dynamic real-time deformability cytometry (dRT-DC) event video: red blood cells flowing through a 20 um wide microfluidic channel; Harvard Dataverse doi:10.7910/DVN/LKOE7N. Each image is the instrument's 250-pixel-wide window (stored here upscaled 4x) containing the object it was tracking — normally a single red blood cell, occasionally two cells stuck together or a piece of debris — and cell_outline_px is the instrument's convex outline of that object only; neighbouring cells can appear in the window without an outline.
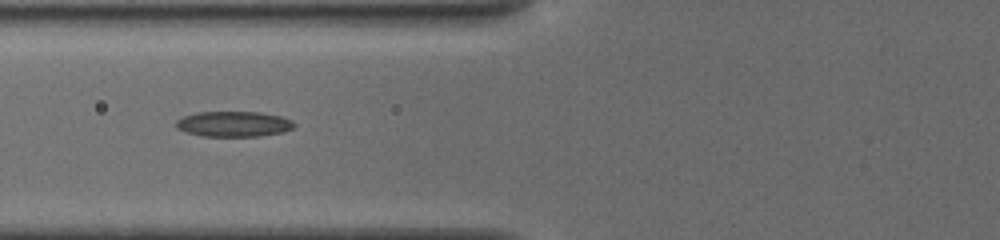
{"species": "common noctule bat (a hibernating species)", "species_latin": "Nyctalus noctula", "temperature_condition": "cold", "stored_images_in_passage": 15, "camera_frame_rate_fps": 3000, "um_per_image_px": 0.085, "animal": {"sex": "female", "body_mass_g": 19.5, "forearm_length_mm": 54.1}, "frame": {"image": 1, "passage_image": 3, "time_ms": 2.0, "image_size_px": [1000, 240], "cell_outline_px": [[296, 124], [292, 128], [284, 132], [260, 136], [200, 136], [176, 128], [176, 120], [184, 116], [196, 112], [260, 112], [280, 116], [292, 120]], "centroid_in_image_um": [19.87, 10.54], "position_along_channel_um": 105.9, "area_um2": 17.51}}
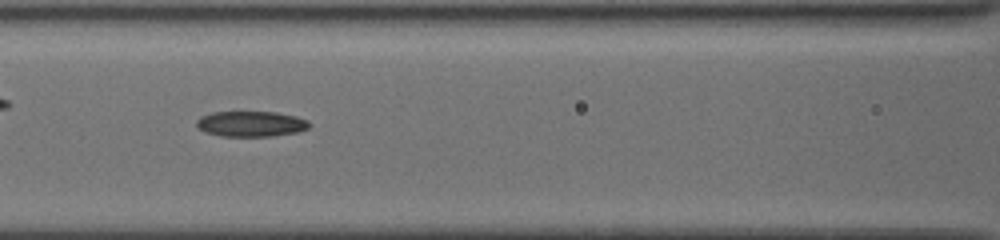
{"frame": {"image": 2, "passage_image": 5, "time_ms": 3.0, "image_size_px": [1000, 240], "cell_outline_px": [[312, 124], [308, 128], [300, 132], [272, 136], [220, 136], [204, 132], [196, 124], [196, 120], [200, 116], [212, 112], [276, 112], [296, 116], [308, 120]], "centroid_in_image_um": [21.36, 10.53], "position_along_channel_um": 145.2, "area_um2": 16.94}}
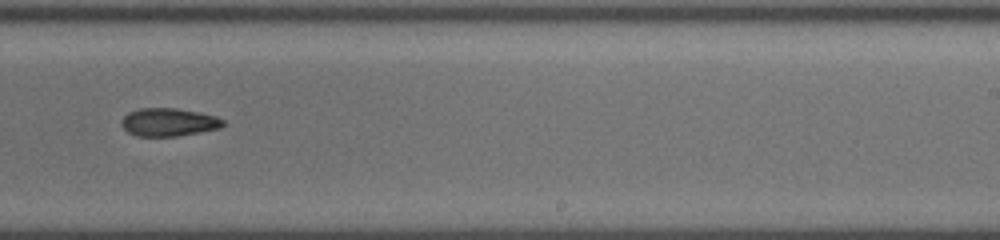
{"frame": {"image": 3, "passage_image": 13, "time_ms": 6.333, "image_size_px": [1000, 240], "cell_outline_px": [[224, 124], [220, 128], [200, 132], [176, 136], [136, 136], [128, 132], [120, 124], [124, 116], [128, 112], [140, 108], [176, 108], [216, 116], [224, 120]], "centroid_in_image_um": [14.32, 10.38], "position_along_channel_um": 274.7, "area_um2": 16.53}}